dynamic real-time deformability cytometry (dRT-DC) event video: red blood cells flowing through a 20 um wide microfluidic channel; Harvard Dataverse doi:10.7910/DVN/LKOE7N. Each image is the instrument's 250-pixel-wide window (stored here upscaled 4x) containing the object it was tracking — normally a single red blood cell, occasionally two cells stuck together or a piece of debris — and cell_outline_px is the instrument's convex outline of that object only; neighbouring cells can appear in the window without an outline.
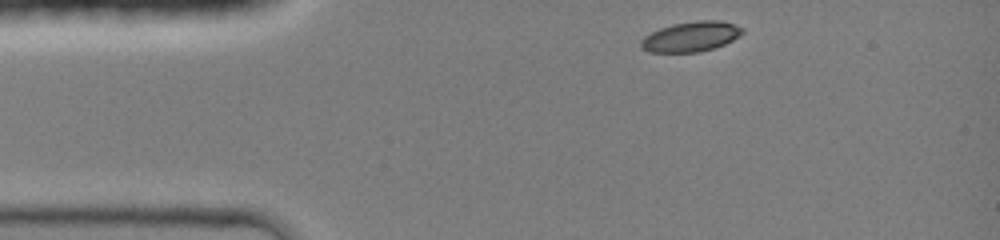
{"species": "common noctule bat (a hibernating species)", "species_latin": "Nyctalus noctula", "temperature_condition": "room temperature", "stored_images_in_passage": 34, "camera_frame_rate_fps": 3000, "um_per_image_px": 0.085, "animal": {"sex": "female", "body_mass_g": 19.0, "forearm_length_mm": 51.5}, "frame": {"image": 1, "passage_image": 1, "time_ms": 0.0, "image_size_px": [1000, 240], "cell_outline_px": [[744, 32], [740, 36], [724, 44], [700, 52], [648, 52], [640, 44], [640, 40], [644, 36], [660, 28], [672, 24], [700, 20], [720, 20], [744, 28]], "centroid_in_image_um": [58.74, 3.11], "position_along_channel_um": 26.3, "area_um2": 17.69}}
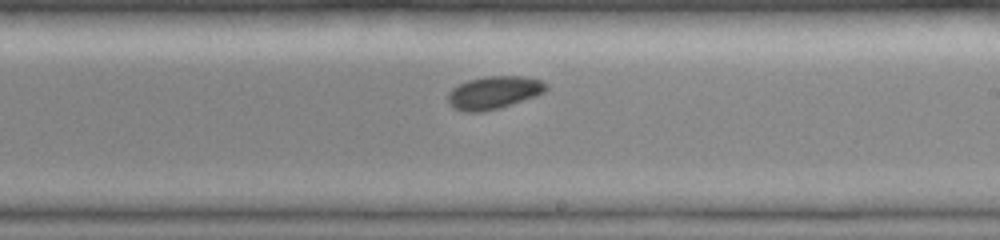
{"frame": {"image": 2, "passage_image": 20, "time_ms": 6.333, "image_size_px": [1000, 240], "cell_outline_px": [[548, 88], [544, 92], [536, 96], [500, 108], [484, 112], [464, 112], [452, 108], [448, 104], [448, 92], [452, 88], [468, 80], [484, 76], [524, 76], [540, 80], [548, 84]], "centroid_in_image_um": [41.96, 7.88], "position_along_channel_um": 247.0, "area_um2": 19.02}}
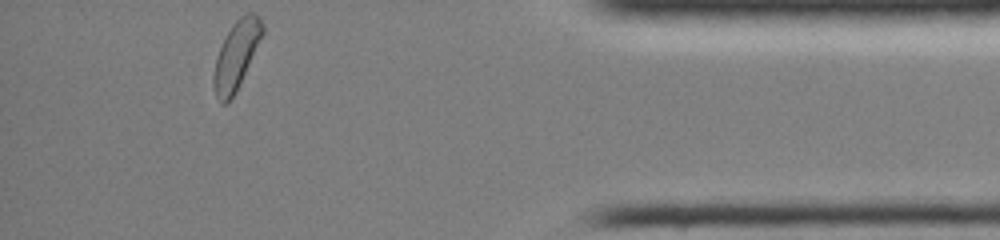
{"frame": {"image": 3, "passage_image": 34, "time_ms": 11.0, "image_size_px": [1000, 240], "cell_outline_px": [[264, 32], [236, 92], [224, 104], [220, 104], [216, 96], [212, 80], [212, 76], [216, 56], [232, 24], [240, 16], [248, 12], [252, 12], [260, 16], [264, 28]], "centroid_in_image_um": [20.08, 4.68], "position_along_channel_um": 415.1, "area_um2": 19.19}, "authors_computed_cell_mechanics": {"area_um2": 18.6694, "velocity_mm_per_s": 4.2716, "shape_relaxation_time_tau1_ms": 2.6078, "shape_relaxation_time_tau2_ms": null, "deformation_change_tau1": 0.0759, "deformation_change_tau2": null}}